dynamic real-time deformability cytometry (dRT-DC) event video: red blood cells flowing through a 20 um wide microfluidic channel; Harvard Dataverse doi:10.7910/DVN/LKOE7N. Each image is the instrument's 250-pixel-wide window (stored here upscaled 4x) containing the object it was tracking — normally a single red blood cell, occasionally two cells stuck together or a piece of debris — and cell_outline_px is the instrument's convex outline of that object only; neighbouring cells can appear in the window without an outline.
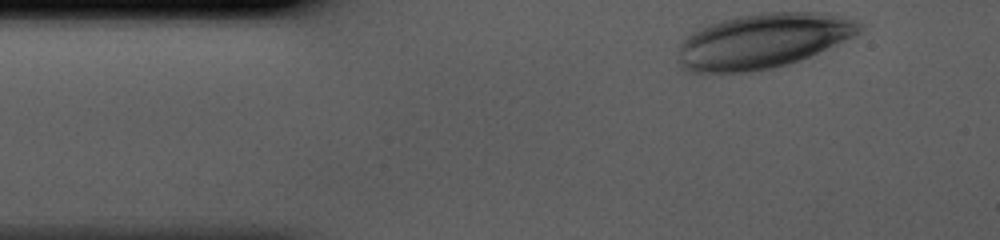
{"species": "human", "species_latin": "Homo sapiens", "temperature_condition": "cold", "stored_images_in_passage": 33, "camera_frame_rate_fps": 3000, "um_per_image_px": 0.085, "donor": {"sex": "male"}, "frame": {"image": 1, "passage_image": 1, "time_ms": 0.0, "image_size_px": [1000, 240], "cell_outline_px": [[860, 32], [836, 44], [800, 60], [788, 64], [772, 68], [744, 72], [684, 72], [680, 68], [676, 60], [676, 44], [692, 32], [708, 24], [720, 20], [736, 16], [760, 12], [820, 12], [852, 20], [860, 24]], "centroid_in_image_um": [64.69, 3.49], "position_along_channel_um": 20.3, "area_um2": 58.15}}
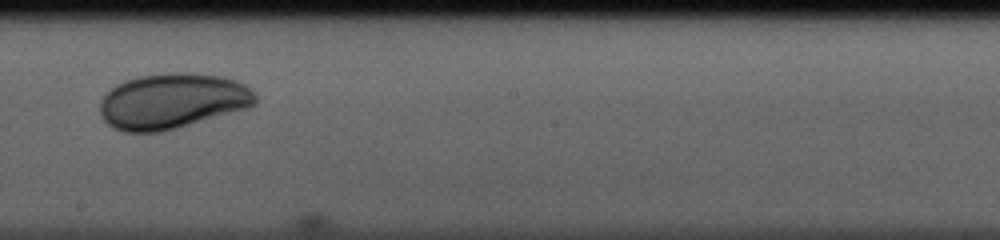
{"frame": {"image": 2, "passage_image": 20, "time_ms": 6.333, "image_size_px": [1000, 240], "cell_outline_px": [[256, 104], [248, 108], [176, 128], [160, 132], [124, 132], [108, 124], [104, 120], [100, 112], [100, 100], [116, 84], [124, 80], [140, 76], [168, 72], [188, 72], [224, 76], [236, 80], [252, 88], [256, 92]], "centroid_in_image_um": [14.68, 8.57], "position_along_channel_um": 233.5, "area_um2": 50.46}}
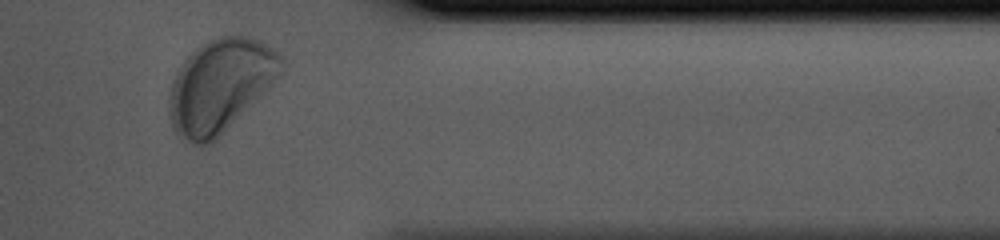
{"frame": {"image": 3, "passage_image": 32, "time_ms": 10.333, "image_size_px": [1000, 240], "cell_outline_px": [[284, 72], [212, 144], [196, 144], [180, 140], [176, 136], [172, 128], [168, 108], [168, 100], [172, 80], [176, 72], [184, 60], [200, 44], [216, 36], [252, 36], [276, 48], [284, 56]], "centroid_in_image_um": [18.73, 7.26], "position_along_channel_um": 392.7, "area_um2": 61.56}}